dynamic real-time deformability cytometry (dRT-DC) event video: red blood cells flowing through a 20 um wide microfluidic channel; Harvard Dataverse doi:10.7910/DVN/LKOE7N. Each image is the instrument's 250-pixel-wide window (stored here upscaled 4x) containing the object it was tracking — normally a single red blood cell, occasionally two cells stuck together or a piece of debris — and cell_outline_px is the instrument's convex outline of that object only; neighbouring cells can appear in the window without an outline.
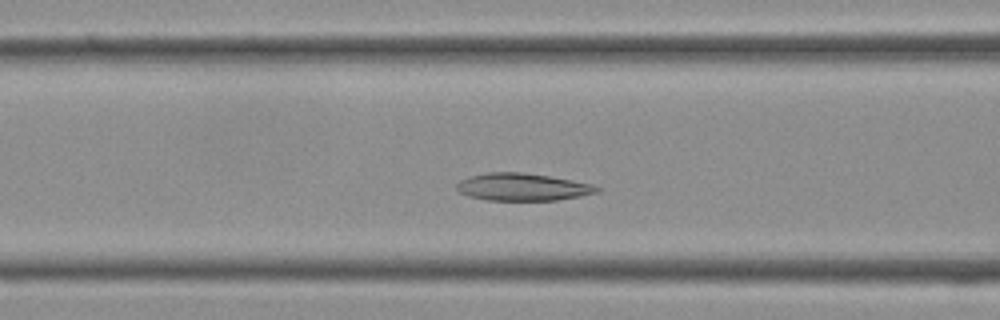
{"species": "Egyptian fruit bat (a non-hibernating species)", "species_latin": "Rousettus aegyptiacus", "temperature_condition": "cold", "stored_images_in_passage": 34, "camera_frame_rate_fps": 3000, "um_per_image_px": 0.085, "frame": {"image": 1, "passage_image": 11, "time_ms": 3.333, "image_size_px": [1000, 320], "cell_outline_px": [[600, 192], [580, 196], [556, 200], [488, 200], [468, 196], [460, 192], [456, 188], [456, 184], [460, 180], [468, 176], [488, 172], [524, 172], [572, 180], [592, 184], [600, 188]], "centroid_in_image_um": [44.4, 15.89], "position_along_channel_um": 122.2, "area_um2": 22.43}}
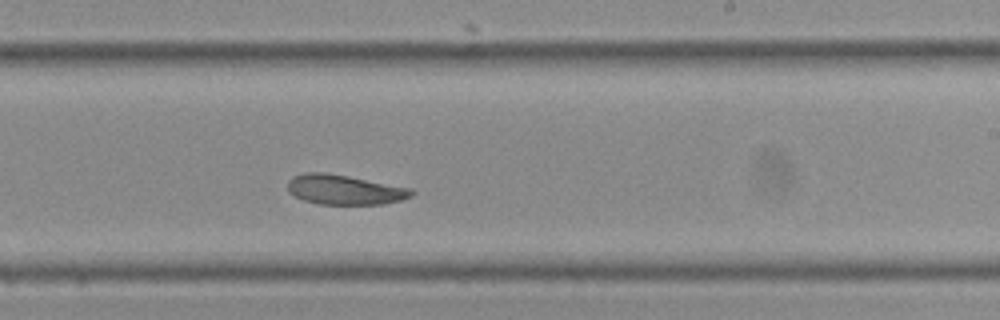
{"frame": {"image": 2, "passage_image": 19, "time_ms": 6.0, "image_size_px": [1000, 320], "cell_outline_px": [[416, 192], [412, 196], [400, 200], [380, 204], [320, 204], [304, 200], [288, 192], [288, 180], [292, 176], [304, 172], [324, 172], [348, 176], [412, 188]], "centroid_in_image_um": [29.28, 16.11], "position_along_channel_um": 259.7, "area_um2": 21.5}}
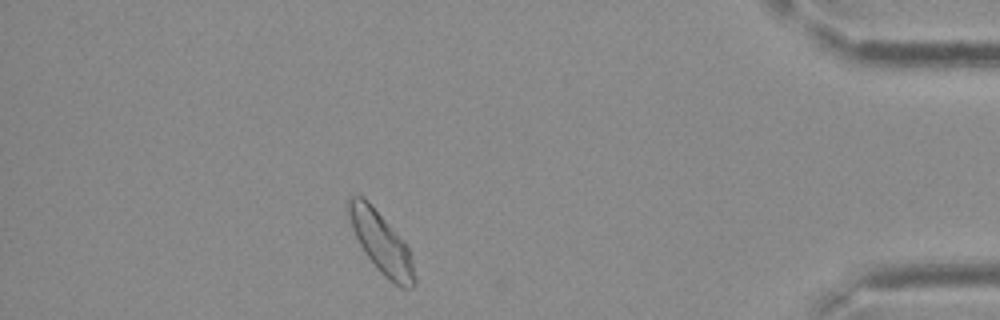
{"frame": {"image": 3, "passage_image": 30, "time_ms": 9.667, "image_size_px": [1000, 320], "cell_outline_px": [[416, 284], [412, 288], [400, 288], [388, 280], [380, 272], [364, 252], [352, 228], [344, 208], [348, 196], [360, 196], [368, 200], [404, 240], [408, 248], [412, 260], [416, 280]], "centroid_in_image_um": [32.38, 20.6], "position_along_channel_um": 402.8, "area_um2": 23.81}}